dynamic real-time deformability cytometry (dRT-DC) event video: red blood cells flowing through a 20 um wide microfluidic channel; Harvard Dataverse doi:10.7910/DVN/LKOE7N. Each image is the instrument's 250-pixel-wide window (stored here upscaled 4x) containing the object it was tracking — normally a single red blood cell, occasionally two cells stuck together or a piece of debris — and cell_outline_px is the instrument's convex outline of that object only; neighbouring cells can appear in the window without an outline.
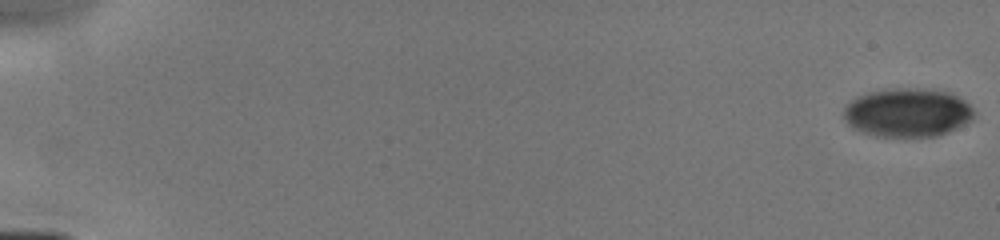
{"species": "human", "species_latin": "Homo sapiens", "temperature_condition": "cold", "stored_images_in_passage": 50, "camera_frame_rate_fps": 3000, "um_per_image_px": 0.085, "donor": {"sex": "male"}, "frame": {"image": 1, "passage_image": 1, "time_ms": 0.0, "image_size_px": [1000, 240], "cell_outline_px": [[976, 112], [972, 120], [948, 132], [936, 136], [872, 136], [852, 128], [848, 124], [844, 116], [844, 108], [856, 96], [868, 92], [896, 88], [920, 88], [948, 92], [964, 100]], "centroid_in_image_um": [77.13, 9.57], "position_along_channel_um": 7.9, "area_um2": 36.93}}
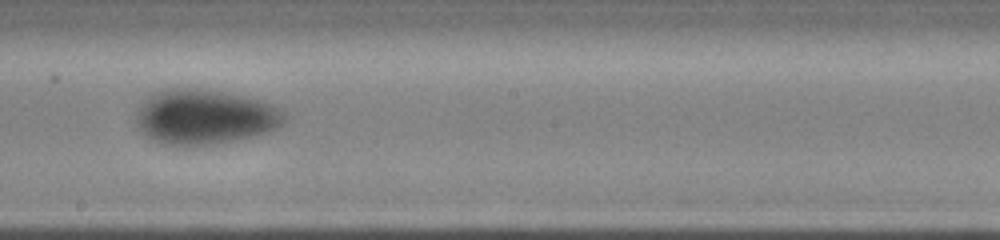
{"frame": {"image": 2, "passage_image": 31, "time_ms": 9.667, "image_size_px": [1000, 240], "cell_outline_px": [[288, 120], [284, 124], [268, 132], [256, 136], [216, 144], [164, 144], [148, 136], [140, 128], [136, 120], [136, 112], [144, 100], [148, 96], [164, 88], [200, 88], [224, 92], [244, 96], [260, 100], [272, 104], [280, 108], [288, 116]], "centroid_in_image_um": [17.47, 9.91], "position_along_channel_um": 230.7, "area_um2": 47.45}}
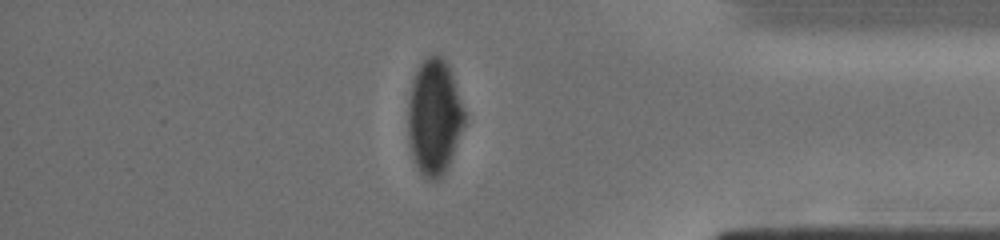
{"frame": {"image": 3, "passage_image": 44, "time_ms": 14.0, "image_size_px": [1000, 240], "cell_outline_px": [[464, 124], [448, 164], [444, 172], [436, 180], [428, 180], [416, 168], [412, 160], [408, 144], [408, 100], [412, 80], [420, 64], [428, 56], [436, 52], [448, 64], [464, 112]], "centroid_in_image_um": [36.86, 9.95], "position_along_channel_um": 398.3, "area_um2": 37.74}}